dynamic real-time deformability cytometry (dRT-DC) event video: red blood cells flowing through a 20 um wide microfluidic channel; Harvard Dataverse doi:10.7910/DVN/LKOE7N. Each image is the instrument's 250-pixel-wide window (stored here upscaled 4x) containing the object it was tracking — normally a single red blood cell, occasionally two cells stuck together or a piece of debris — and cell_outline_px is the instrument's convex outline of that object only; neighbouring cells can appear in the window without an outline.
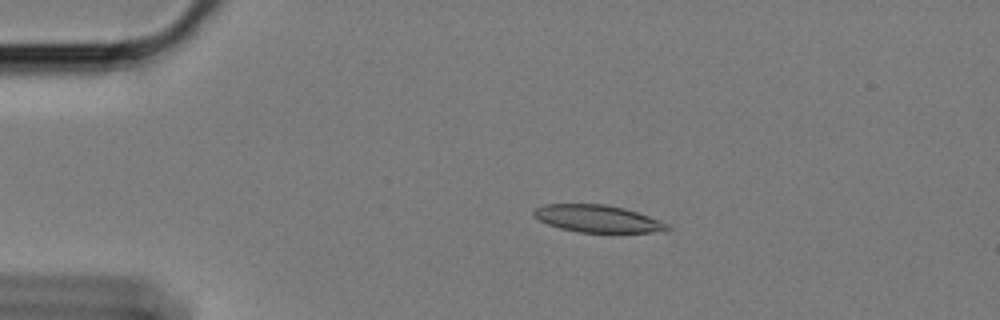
{"species": "Egyptian fruit bat (a non-hibernating species)", "species_latin": "Rousettus aegyptiacus", "temperature_condition": "cold", "stored_images_in_passage": 16, "camera_frame_rate_fps": 3000, "um_per_image_px": 0.085, "animal": {"sex": "female"}, "frame": {"image": 1, "passage_image": 10, "time_ms": 3.0, "image_size_px": [1000, 320], "cell_outline_px": [[672, 228], [652, 232], [580, 232], [560, 228], [548, 224], [532, 216], [532, 212], [536, 208], [544, 204], [608, 204], [624, 208], [672, 224]], "centroid_in_image_um": [50.79, 18.58], "position_along_channel_um": 34.2, "area_um2": 21.15}}